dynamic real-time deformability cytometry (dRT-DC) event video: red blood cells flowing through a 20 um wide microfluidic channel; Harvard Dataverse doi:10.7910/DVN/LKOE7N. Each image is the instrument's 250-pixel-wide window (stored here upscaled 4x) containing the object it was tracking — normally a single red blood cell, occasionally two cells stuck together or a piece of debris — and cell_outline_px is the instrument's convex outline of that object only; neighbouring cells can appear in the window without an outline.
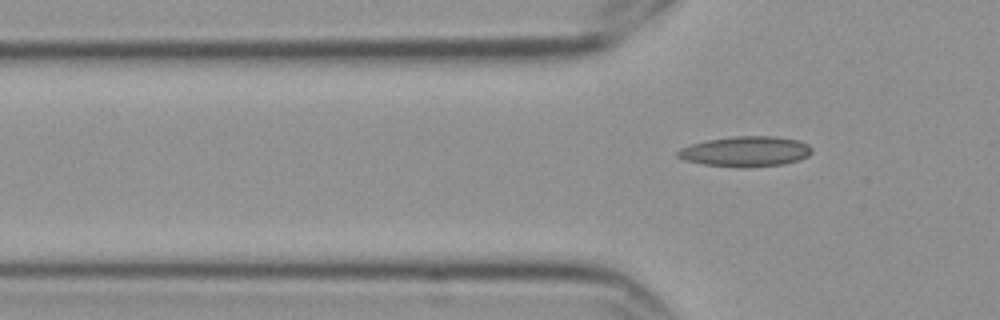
{"species": "Egyptian fruit bat (a non-hibernating species)", "species_latin": "Rousettus aegyptiacus", "temperature_condition": "cold", "stored_images_in_passage": 7, "segment_of_instrument_passage": [2, 2], "camera_frame_rate_fps": 3000, "um_per_image_px": 0.085, "frame": {"image": 1, "passage_image": 7, "time_ms": 2.0, "image_size_px": [1000, 320], "cell_outline_px": [[812, 152], [808, 156], [800, 160], [784, 164], [748, 168], [740, 168], [704, 164], [684, 160], [676, 156], [676, 152], [680, 148], [692, 144], [708, 140], [732, 136], [776, 136], [796, 140], [808, 144], [812, 148]], "centroid_in_image_um": [63.39, 12.88], "position_along_channel_um": 62.4, "area_um2": 23.87}}